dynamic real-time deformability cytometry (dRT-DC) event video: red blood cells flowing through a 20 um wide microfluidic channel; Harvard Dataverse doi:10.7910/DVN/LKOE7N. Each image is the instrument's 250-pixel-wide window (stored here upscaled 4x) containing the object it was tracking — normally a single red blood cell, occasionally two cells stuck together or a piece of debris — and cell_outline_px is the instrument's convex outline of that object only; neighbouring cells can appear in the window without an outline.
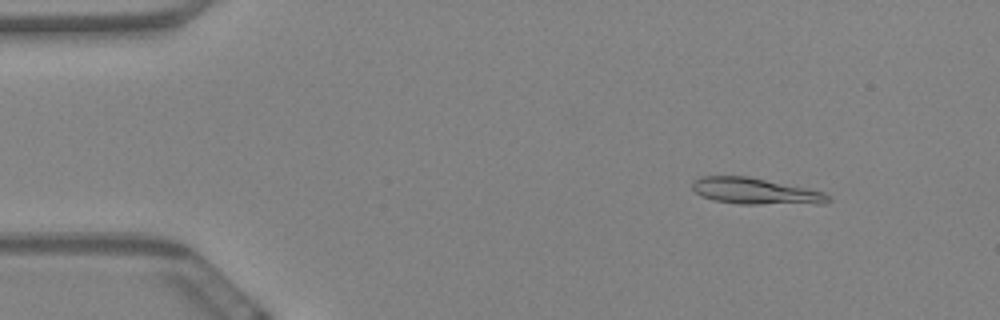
{"species": "Egyptian fruit bat (a non-hibernating species)", "species_latin": "Rousettus aegyptiacus", "temperature_condition": "warm", "stored_images_in_passage": 59, "camera_frame_rate_fps": 3000, "um_per_image_px": 0.085, "animal": {"sex": "female"}, "frame": {"image": 1, "passage_image": 7, "time_ms": 2.0, "image_size_px": [1000, 320], "cell_outline_px": [[832, 200], [824, 204], [740, 204], [712, 200], [696, 192], [692, 188], [692, 180], [700, 176], [748, 176], [808, 188], [824, 192]], "centroid_in_image_um": [64.23, 16.25], "position_along_channel_um": 20.8, "area_um2": 20.98}}
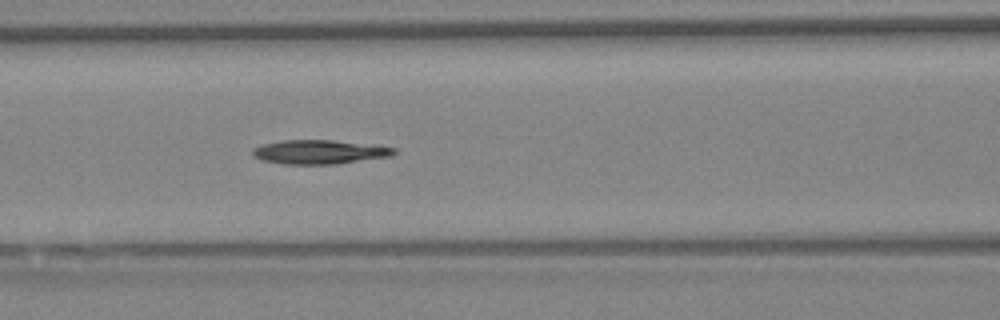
{"frame": {"image": 2, "passage_image": 25, "time_ms": 8.0, "image_size_px": [1000, 320], "cell_outline_px": [[396, 152], [388, 156], [336, 164], [284, 164], [264, 160], [252, 156], [252, 148], [264, 144], [284, 140], [332, 140], [376, 144], [396, 148]], "centroid_in_image_um": [27.16, 12.9], "position_along_channel_um": 139.4, "area_um2": 19.77}}
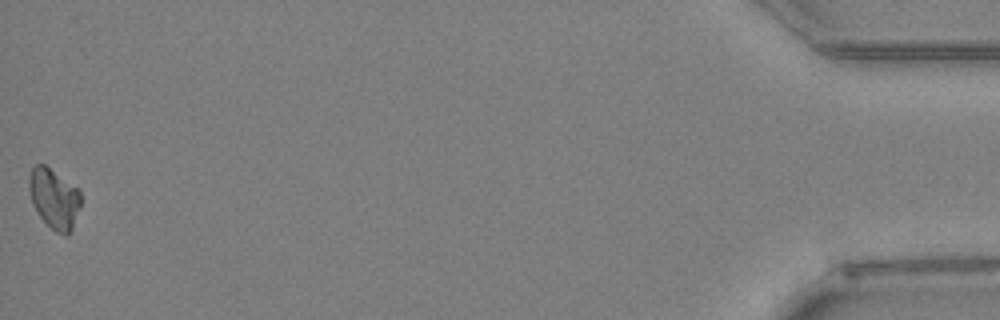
{"frame": {"image": 3, "passage_image": 59, "time_ms": 19.333, "image_size_px": [1000, 320], "cell_outline_px": [[80, 204], [72, 228], [68, 236], [64, 236], [56, 232], [40, 216], [32, 200], [28, 188], [28, 176], [32, 168], [36, 164], [44, 164], [76, 188], [80, 192]], "centroid_in_image_um": [4.58, 16.88], "position_along_channel_um": 430.6, "area_um2": 17.63}, "authors_computed_cell_mechanics": {"area_um2": 19.5364, "velocity_mm_per_s": 3.4281, "shape_relaxation_time_tau1_ms": 5.1638, "shape_relaxation_time_tau2_ms": null, "deformation_change_tau1": 0.1422, "deformation_change_tau2": null}}